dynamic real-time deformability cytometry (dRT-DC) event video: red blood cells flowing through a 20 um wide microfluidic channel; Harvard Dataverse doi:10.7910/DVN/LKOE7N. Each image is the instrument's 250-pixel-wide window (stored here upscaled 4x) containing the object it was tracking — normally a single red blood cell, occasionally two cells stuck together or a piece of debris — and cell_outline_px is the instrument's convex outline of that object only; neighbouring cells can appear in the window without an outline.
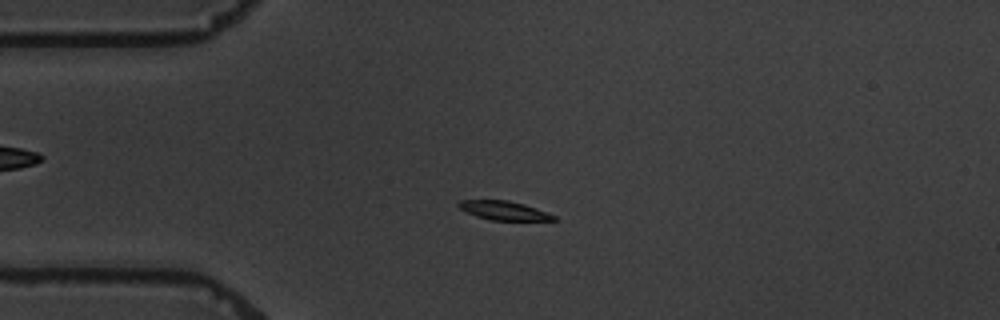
{"species": "common noctule bat (a hibernating species)", "species_latin": "Nyctalus noctula", "temperature_condition": "warm", "stored_images_in_passage": 5, "camera_frame_rate_fps": 3000, "um_per_image_px": 0.085, "animal": {"sex": "male", "body_mass_g": 19.5, "forearm_length_mm": 54.6}, "frame": {"image": 1, "passage_image": 4, "time_ms": 3.667, "image_size_px": [1000, 320], "cell_outline_px": [[560, 220], [492, 220], [476, 216], [460, 208], [456, 204], [460, 200], [508, 200], [524, 204], [536, 208], [556, 216]], "centroid_in_image_um": [42.85, 17.89], "position_along_channel_um": 42.2, "area_um2": 10.4}}